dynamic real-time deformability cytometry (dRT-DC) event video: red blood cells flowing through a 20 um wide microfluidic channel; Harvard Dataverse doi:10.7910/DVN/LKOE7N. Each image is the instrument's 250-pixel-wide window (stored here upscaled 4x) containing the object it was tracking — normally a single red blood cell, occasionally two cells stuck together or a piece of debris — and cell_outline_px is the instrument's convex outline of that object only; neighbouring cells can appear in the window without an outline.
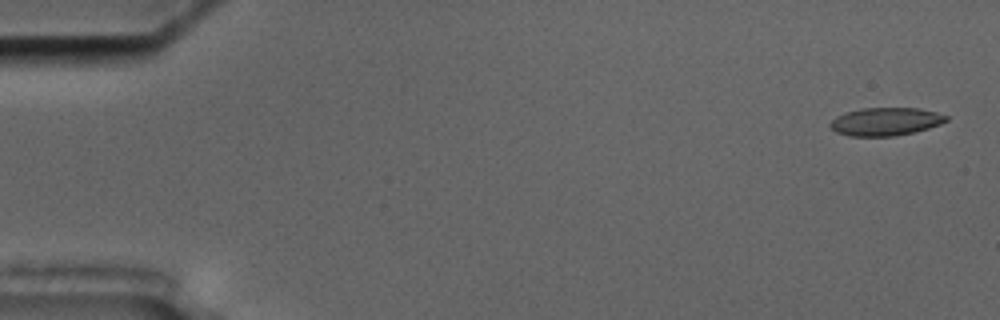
{"species": "common noctule bat (a hibernating species)", "species_latin": "Nyctalus noctula", "temperature_condition": "cold", "stored_images_in_passage": 5, "camera_frame_rate_fps": 3000, "um_per_image_px": 0.085, "animal": {"sex": "male", "body_mass_g": 17.5, "forearm_length_mm": 52.3}, "frame": {"image": 1, "passage_image": 1, "time_ms": 0.0, "image_size_px": [1000, 320], "cell_outline_px": [[948, 120], [940, 124], [928, 128], [912, 132], [892, 136], [848, 136], [836, 132], [828, 124], [836, 116], [844, 112], [860, 108], [920, 108], [936, 112], [948, 116]], "centroid_in_image_um": [75.25, 10.32], "position_along_channel_um": 9.8, "area_um2": 18.96}}